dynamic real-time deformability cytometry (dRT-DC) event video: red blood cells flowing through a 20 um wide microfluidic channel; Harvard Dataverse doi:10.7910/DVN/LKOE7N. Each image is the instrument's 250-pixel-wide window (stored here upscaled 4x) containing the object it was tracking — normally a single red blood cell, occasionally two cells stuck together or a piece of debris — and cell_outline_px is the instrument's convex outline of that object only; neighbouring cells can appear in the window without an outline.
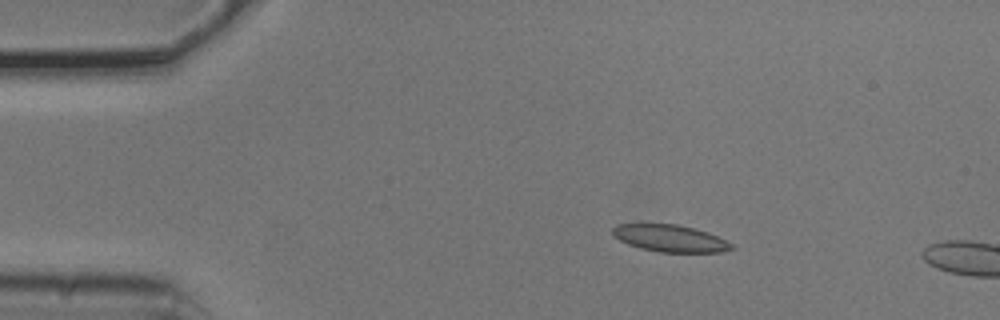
{"species": "common noctule bat (a hibernating species)", "species_latin": "Nyctalus noctula", "temperature_condition": "cold", "stored_images_in_passage": 4, "camera_frame_rate_fps": 3000, "um_per_image_px": 0.085, "animal": {"sex": "male", "body_mass_g": 20.5, "forearm_length_mm": 52.5}, "frame": {"image": 1, "passage_image": 3, "time_ms": 0.667, "image_size_px": [1000, 320], "cell_outline_px": [[736, 248], [720, 252], [660, 252], [640, 248], [628, 244], [612, 236], [612, 228], [616, 224], [676, 224], [708, 232], [732, 244]], "centroid_in_image_um": [56.92, 20.26], "position_along_channel_um": 28.1, "area_um2": 18.61}}